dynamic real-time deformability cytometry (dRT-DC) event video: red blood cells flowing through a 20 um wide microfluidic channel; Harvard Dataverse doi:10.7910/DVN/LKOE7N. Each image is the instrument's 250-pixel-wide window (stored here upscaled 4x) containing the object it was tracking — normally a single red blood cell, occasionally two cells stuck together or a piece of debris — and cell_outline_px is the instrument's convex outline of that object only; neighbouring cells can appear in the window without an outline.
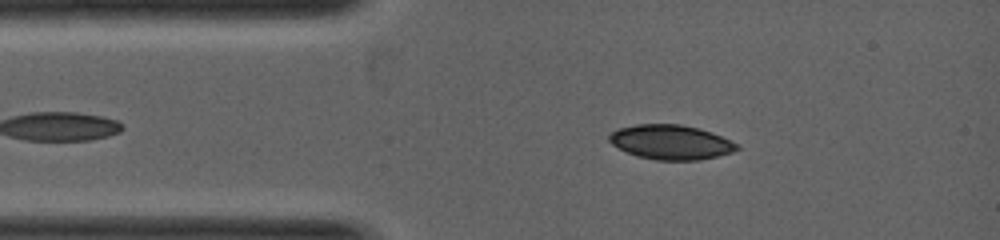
{"species": "common noctule bat (a hibernating species)", "species_latin": "Nyctalus noctula", "temperature_condition": "warm", "stored_images_in_passage": 12, "camera_frame_rate_fps": 5000, "um_per_image_px": 0.085, "animal": {"sex": "female", "body_mass_g": 19.0, "forearm_length_mm": 53.3}, "frame": {"image": 1, "passage_image": 3, "time_ms": 1.0, "image_size_px": [1000, 240], "cell_outline_px": [[740, 148], [732, 152], [700, 160], [656, 160], [636, 156], [612, 144], [608, 140], [608, 136], [612, 132], [620, 128], [636, 124], [680, 124], [700, 128], [712, 132], [736, 144]], "centroid_in_image_um": [57.01, 12.08], "position_along_channel_um": 28.0, "area_um2": 25.55}}
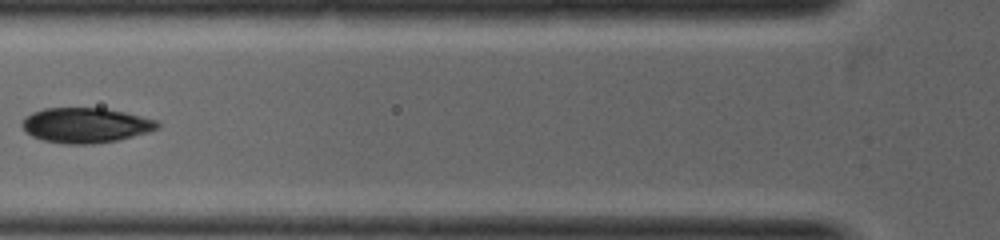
{"frame": {"image": 2, "passage_image": 6, "time_ms": 2.4, "image_size_px": [1000, 240], "cell_outline_px": [[160, 128], [148, 132], [116, 140], [92, 144], [64, 144], [44, 140], [32, 136], [24, 132], [20, 124], [24, 116], [32, 112], [44, 108], [104, 108], [124, 112], [160, 120]], "centroid_in_image_um": [7.26, 10.64], "position_along_channel_um": 118.5, "area_um2": 27.92}}
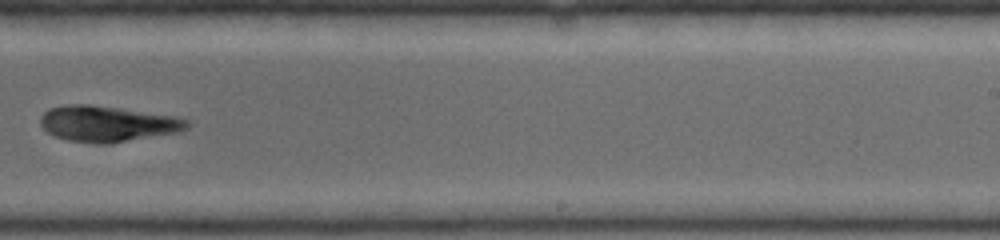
{"frame": {"image": 3, "passage_image": 11, "time_ms": 4.4, "image_size_px": [1000, 240], "cell_outline_px": [[192, 124], [188, 128], [180, 132], [112, 144], [96, 144], [68, 140], [56, 136], [48, 132], [40, 124], [40, 116], [48, 108], [68, 104], [88, 104], [180, 116], [192, 120]], "centroid_in_image_um": [9.22, 10.52], "position_along_channel_um": 279.8, "area_um2": 31.27}}